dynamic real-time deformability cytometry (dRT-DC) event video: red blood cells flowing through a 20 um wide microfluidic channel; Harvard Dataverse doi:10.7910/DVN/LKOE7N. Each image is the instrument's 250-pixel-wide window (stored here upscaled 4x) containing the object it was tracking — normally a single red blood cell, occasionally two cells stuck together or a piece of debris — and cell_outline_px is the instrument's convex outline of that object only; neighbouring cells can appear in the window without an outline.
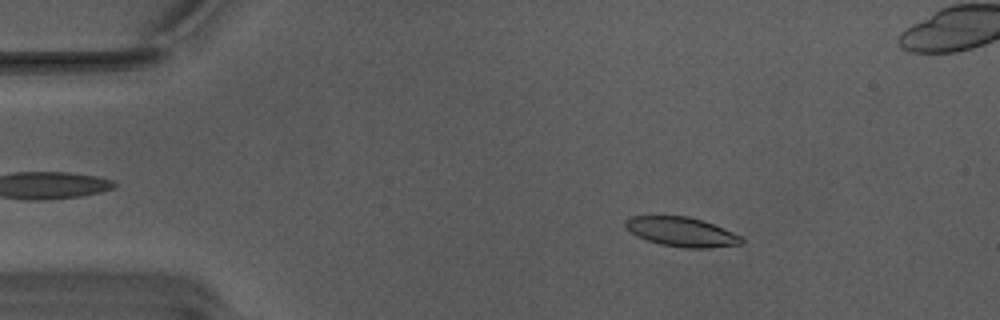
{"species": "Egyptian fruit bat (a non-hibernating species)", "species_latin": "Rousettus aegyptiacus", "temperature_condition": "warm", "stored_images_in_passage": 55, "camera_frame_rate_fps": 3000, "um_per_image_px": 0.085, "animal": {"sex": "male"}, "frame": {"image": 1, "passage_image": 9, "time_ms": 2.667, "image_size_px": [1000, 320], "cell_outline_px": [[744, 240], [740, 244], [708, 248], [684, 248], [660, 244], [636, 236], [624, 224], [624, 220], [628, 216], [688, 216], [724, 228], [740, 236]], "centroid_in_image_um": [57.9, 19.71], "position_along_channel_um": 27.1, "area_um2": 19.71}}
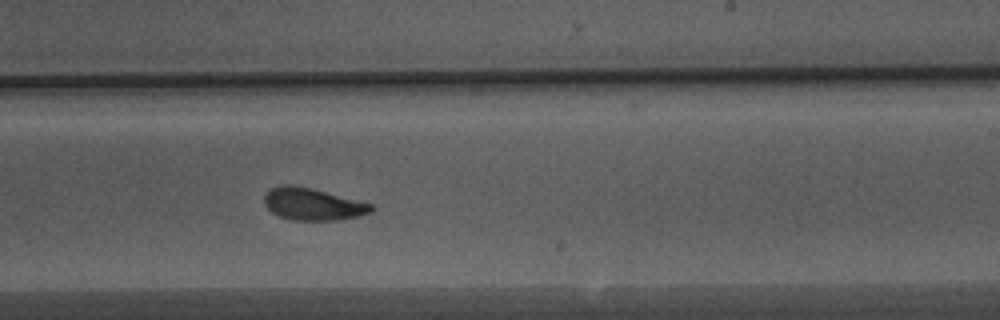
{"frame": {"image": 2, "passage_image": 33, "time_ms": 10.667, "image_size_px": [1000, 320], "cell_outline_px": [[376, 208], [372, 212], [360, 216], [336, 220], [292, 220], [280, 216], [272, 212], [264, 204], [264, 196], [272, 188], [280, 184], [292, 184], [312, 188], [372, 204]], "centroid_in_image_um": [26.6, 17.35], "position_along_channel_um": 262.4, "area_um2": 20.06}}
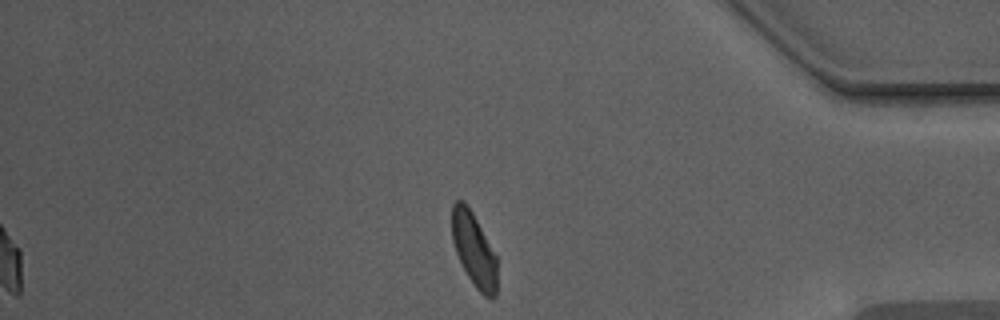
{"frame": {"image": 3, "passage_image": 46, "time_ms": 15.0, "image_size_px": [1000, 320], "cell_outline_px": [[496, 296], [492, 300], [484, 296], [476, 288], [468, 276], [456, 252], [452, 240], [452, 204], [456, 200], [464, 200], [472, 212], [496, 256]], "centroid_in_image_um": [40.28, 21.22], "position_along_channel_um": 394.9, "area_um2": 19.13}, "authors_computed_cell_mechanics": {"area_um2": 20.1144, "velocity_mm_per_s": 3.7738, "shape_relaxation_time_tau1_ms": 3.6318, "shape_relaxation_time_tau2_ms": 2.2577, "deformation_change_tau1": 0.1331, "deformation_change_tau2": 0.0938}}